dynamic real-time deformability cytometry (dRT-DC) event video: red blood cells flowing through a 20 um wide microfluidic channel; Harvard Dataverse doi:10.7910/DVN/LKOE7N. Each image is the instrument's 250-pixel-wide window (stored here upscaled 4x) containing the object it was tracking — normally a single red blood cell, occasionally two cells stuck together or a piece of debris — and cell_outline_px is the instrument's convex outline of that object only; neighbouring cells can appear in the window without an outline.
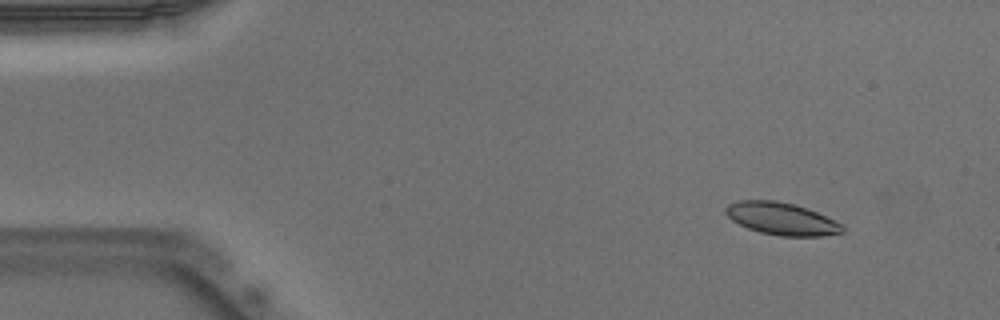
{"species": "Egyptian fruit bat (a non-hibernating species)", "species_latin": "Rousettus aegyptiacus", "temperature_condition": "warm", "stored_images_in_passage": 52, "camera_frame_rate_fps": 3000, "um_per_image_px": 0.085, "animal": {"sex": "male"}, "frame": {"image": 1, "passage_image": 6, "time_ms": 1.667, "image_size_px": [1000, 320], "cell_outline_px": [[844, 232], [820, 236], [780, 236], [760, 232], [748, 228], [732, 220], [724, 212], [724, 208], [728, 204], [736, 200], [776, 200], [796, 204], [808, 208], [844, 224]], "centroid_in_image_um": [66.44, 18.58], "position_along_channel_um": 18.6, "area_um2": 22.25}}
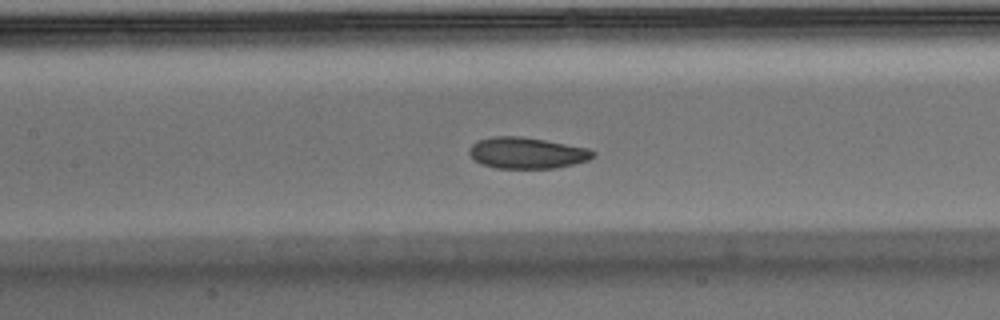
{"frame": {"image": 2, "passage_image": 24, "time_ms": 7.667, "image_size_px": [1000, 320], "cell_outline_px": [[596, 156], [588, 160], [556, 168], [496, 168], [480, 164], [472, 160], [468, 152], [468, 148], [472, 144], [480, 140], [492, 136], [520, 136], [544, 140], [588, 148], [596, 152]], "centroid_in_image_um": [44.75, 13.0], "position_along_channel_um": 162.6, "area_um2": 22.66}}
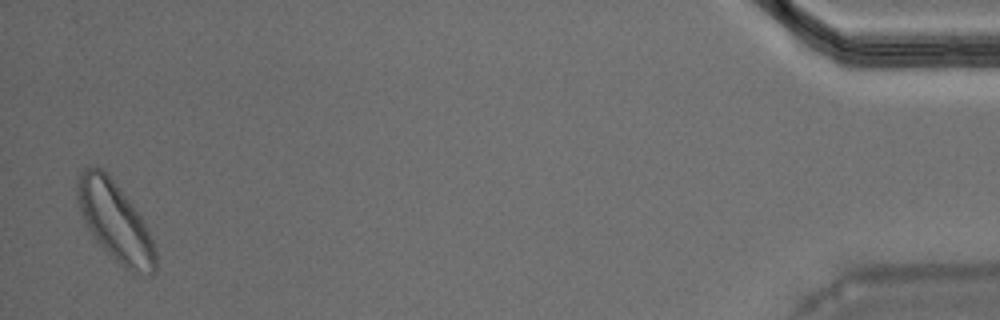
{"frame": {"image": 3, "passage_image": 51, "time_ms": 16.667, "image_size_px": [1000, 320], "cell_outline_px": [[156, 272], [152, 276], [132, 272], [124, 268], [96, 240], [84, 220], [80, 212], [76, 196], [76, 180], [80, 172], [96, 164], [112, 180], [132, 204], [140, 216], [156, 248]], "centroid_in_image_um": [9.78, 18.85], "position_along_channel_um": 425.4, "area_um2": 35.49}, "authors_computed_cell_mechanics": {"area_um2": 22.7732, "velocity_mm_per_s": 3.9009, "shape_relaxation_time_tau1_ms": 3.0036, "shape_relaxation_time_tau2_ms": 7.1012, "deformation_change_tau1": 0.1026, "deformation_change_tau2": 0.1423}}